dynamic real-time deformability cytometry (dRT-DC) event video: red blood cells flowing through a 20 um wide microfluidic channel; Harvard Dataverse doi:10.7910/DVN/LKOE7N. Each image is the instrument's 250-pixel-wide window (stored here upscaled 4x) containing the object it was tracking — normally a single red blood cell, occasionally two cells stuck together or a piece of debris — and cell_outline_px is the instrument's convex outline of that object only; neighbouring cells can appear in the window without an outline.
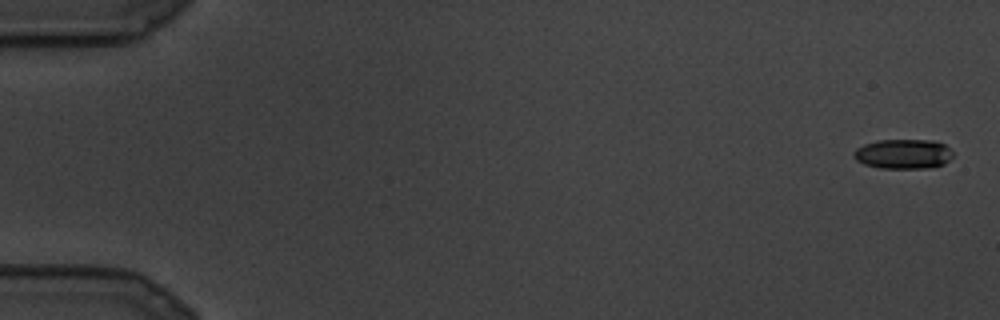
{"species": "common noctule bat (a hibernating species)", "species_latin": "Nyctalus noctula", "temperature_condition": "cold", "stored_images_in_passage": 27, "camera_frame_rate_fps": 3000, "um_per_image_px": 0.085, "animal": {"sex": "male", "body_mass_g": 19.5, "forearm_length_mm": 54.6}, "frame": {"image": 1, "passage_image": 1, "time_ms": 0.0, "image_size_px": [1000, 320], "cell_outline_px": [[952, 156], [944, 164], [924, 168], [880, 168], [864, 164], [856, 160], [852, 156], [852, 152], [856, 148], [864, 144], [876, 140], [932, 140], [944, 144], [952, 152]], "centroid_in_image_um": [76.72, 13.08], "position_along_channel_um": 8.3, "area_um2": 17.17}}